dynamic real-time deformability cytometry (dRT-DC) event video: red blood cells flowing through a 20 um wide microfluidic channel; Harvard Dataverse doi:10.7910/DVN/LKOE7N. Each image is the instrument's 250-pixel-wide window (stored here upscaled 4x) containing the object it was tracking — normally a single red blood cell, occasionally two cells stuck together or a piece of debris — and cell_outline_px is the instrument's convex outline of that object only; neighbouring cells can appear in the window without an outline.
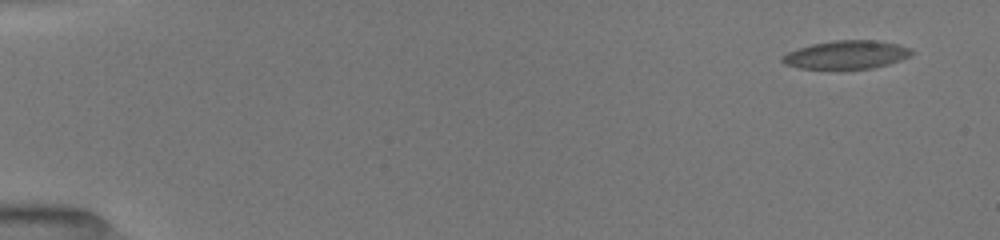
{"species": "common noctule bat (a hibernating species)", "species_latin": "Nyctalus noctula", "temperature_condition": "room temperature", "stored_images_in_passage": 47, "camera_frame_rate_fps": 3000, "um_per_image_px": 0.085, "animal": {"sex": "female", "body_mass_g": 19.5, "forearm_length_mm": 54.1}, "frame": {"image": 1, "passage_image": 1, "time_ms": 0.0, "image_size_px": [1000, 240], "cell_outline_px": [[912, 52], [908, 56], [900, 60], [888, 64], [872, 68], [836, 72], [800, 68], [784, 64], [780, 60], [780, 56], [788, 52], [812, 44], [836, 40], [876, 40], [900, 44], [908, 48]], "centroid_in_image_um": [71.88, 4.7], "position_along_channel_um": 13.1, "area_um2": 22.08}}
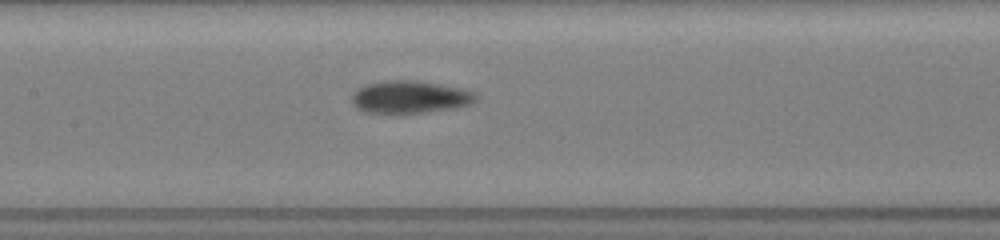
{"frame": {"image": 2, "passage_image": 24, "time_ms": 7.667, "image_size_px": [1000, 240], "cell_outline_px": [[476, 100], [468, 104], [456, 108], [420, 112], [368, 112], [356, 108], [352, 104], [352, 92], [356, 88], [368, 84], [388, 80], [416, 80], [464, 88], [476, 92]], "centroid_in_image_um": [34.85, 8.22], "position_along_channel_um": 172.6, "area_um2": 23.35}}
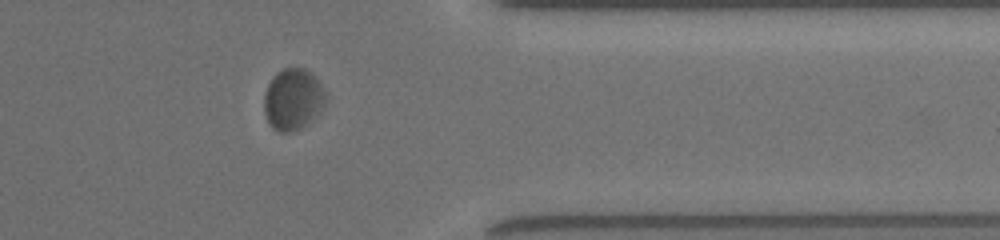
{"frame": {"image": 3, "passage_image": 41, "time_ms": 13.333, "image_size_px": [1000, 240], "cell_outline_px": [[324, 104], [312, 120], [308, 124], [292, 132], [280, 132], [272, 128], [264, 112], [264, 96], [268, 84], [272, 76], [276, 72], [284, 68], [304, 68], [312, 72], [320, 80], [324, 92]], "centroid_in_image_um": [24.89, 8.42], "position_along_channel_um": 386.5, "area_um2": 22.08}}